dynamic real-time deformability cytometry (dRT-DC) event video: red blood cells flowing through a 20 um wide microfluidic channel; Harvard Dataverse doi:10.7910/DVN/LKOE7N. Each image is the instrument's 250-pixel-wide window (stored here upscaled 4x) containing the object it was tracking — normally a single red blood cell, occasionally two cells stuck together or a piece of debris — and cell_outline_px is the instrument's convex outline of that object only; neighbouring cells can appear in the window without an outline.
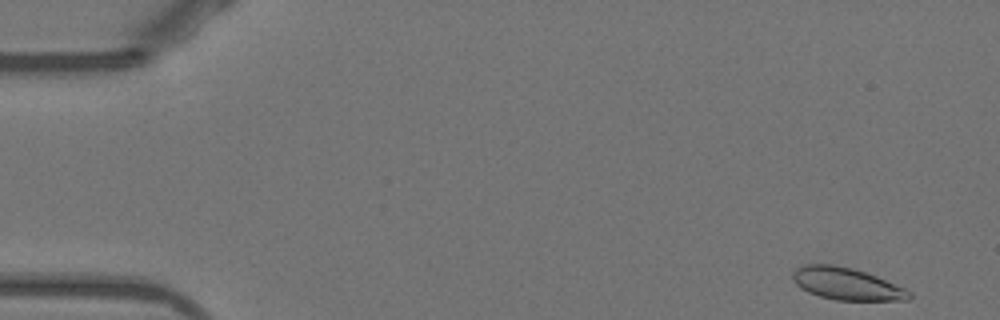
{"species": "Egyptian fruit bat (a non-hibernating species)", "species_latin": "Rousettus aegyptiacus", "temperature_condition": "warm", "stored_images_in_passage": 14, "camera_frame_rate_fps": 3000, "um_per_image_px": 0.085, "animal": {"sex": "female"}, "frame": {"image": 1, "passage_image": 1, "time_ms": 0.0, "image_size_px": [1000, 320], "cell_outline_px": [[912, 296], [908, 300], [836, 300], [820, 296], [808, 292], [800, 288], [792, 280], [792, 272], [796, 268], [808, 264], [832, 264], [852, 268], [876, 276], [904, 288], [912, 292]], "centroid_in_image_um": [71.94, 24.12], "position_along_channel_um": 13.1, "area_um2": 21.73}}
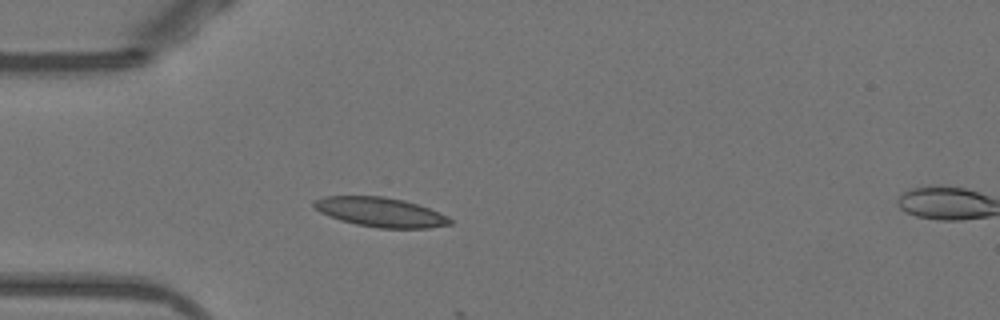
{"frame": {"image": 2, "passage_image": 13, "time_ms": 4.0, "image_size_px": [1000, 320], "cell_outline_px": [[452, 224], [428, 228], [380, 228], [356, 224], [340, 220], [328, 216], [320, 212], [312, 204], [316, 200], [324, 196], [384, 196], [404, 200], [440, 212], [448, 216], [452, 220]], "centroid_in_image_um": [32.35, 18.03], "position_along_channel_um": 52.6, "area_um2": 23.29}}